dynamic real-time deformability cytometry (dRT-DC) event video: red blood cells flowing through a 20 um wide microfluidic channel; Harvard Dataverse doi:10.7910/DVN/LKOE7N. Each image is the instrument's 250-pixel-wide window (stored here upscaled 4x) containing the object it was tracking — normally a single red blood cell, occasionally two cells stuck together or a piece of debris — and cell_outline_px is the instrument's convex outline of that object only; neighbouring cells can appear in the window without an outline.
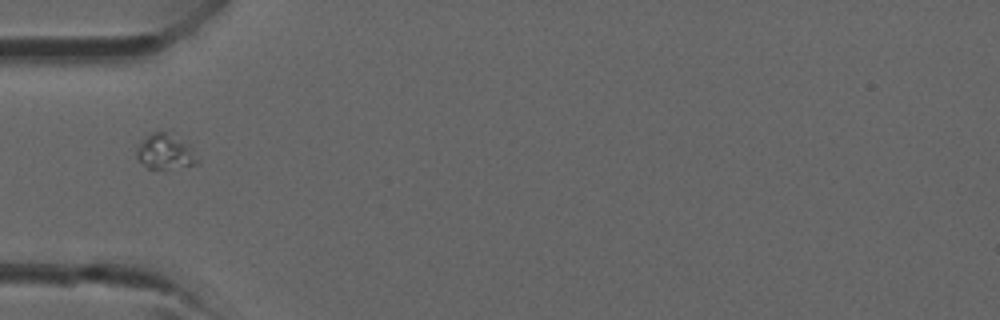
{"species": "common noctule bat (a hibernating species)", "species_latin": "Nyctalus noctula", "temperature_condition": "room temperature", "stored_images_in_passage": 28, "camera_frame_rate_fps": 3000, "um_per_image_px": 0.085, "animal": {"sex": "male", "forearm_length_mm": 52.5}, "frame": {"image": 1, "passage_image": 1, "time_ms": 0.0, "image_size_px": [1000, 320], "cell_outline_px": [[200, 164], [168, 168], [148, 168], [136, 156], [136, 144], [152, 132], [172, 128], [188, 144], [200, 160]], "centroid_in_image_um": [14.07, 12.8], "position_along_channel_um": 70.9, "area_um2": 13.06}}